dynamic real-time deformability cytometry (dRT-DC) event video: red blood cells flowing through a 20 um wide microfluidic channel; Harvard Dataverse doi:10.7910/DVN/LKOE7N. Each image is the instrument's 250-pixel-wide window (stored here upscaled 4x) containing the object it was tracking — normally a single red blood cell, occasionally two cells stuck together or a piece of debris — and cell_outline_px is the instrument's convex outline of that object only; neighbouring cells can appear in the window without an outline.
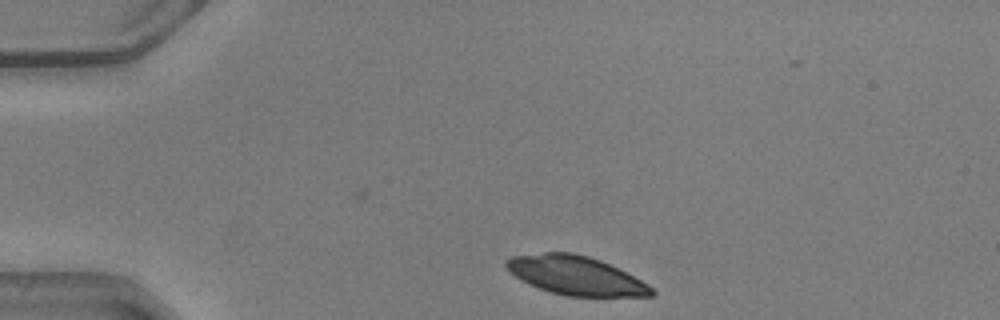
{"species": "common noctule bat (a hibernating species)", "species_latin": "Nyctalus noctula", "temperature_condition": "warm", "stored_images_in_passage": 4, "camera_frame_rate_fps": 3000, "um_per_image_px": 0.085, "animal": {"sex": "male", "body_mass_g": 20.5, "forearm_length_mm": 52.5}, "frame": {"image": 1, "passage_image": 4, "time_ms": 1.0, "image_size_px": [1000, 320], "cell_outline_px": [[656, 292], [652, 296], [568, 296], [548, 292], [528, 284], [520, 280], [504, 264], [504, 260], [512, 256], [544, 252], [572, 252], [588, 256], [600, 260], [648, 284]], "centroid_in_image_um": [48.9, 23.41], "position_along_channel_um": 36.1, "area_um2": 32.66}}